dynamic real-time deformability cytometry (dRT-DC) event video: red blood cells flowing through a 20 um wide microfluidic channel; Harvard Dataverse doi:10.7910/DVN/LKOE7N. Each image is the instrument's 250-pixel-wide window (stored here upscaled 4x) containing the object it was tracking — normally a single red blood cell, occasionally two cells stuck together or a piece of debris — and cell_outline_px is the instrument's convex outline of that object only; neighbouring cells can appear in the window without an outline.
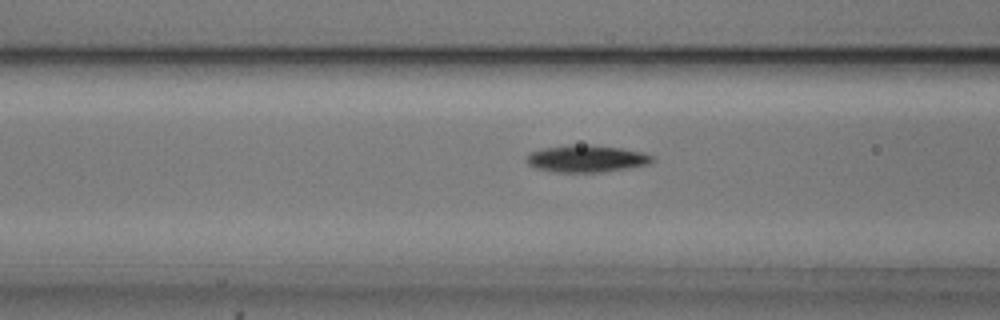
{"species": "common noctule bat (a hibernating species)", "species_latin": "Nyctalus noctula", "temperature_condition": "cold", "stored_images_in_passage": 54, "camera_frame_rate_fps": 3000, "um_per_image_px": 0.085, "animal": {"sex": "male", "body_mass_g": 20.5, "forearm_length_mm": 52.5}, "frame": {"image": 1, "passage_image": 21, "time_ms": 6.667, "image_size_px": [1000, 320], "cell_outline_px": [[656, 160], [648, 164], [628, 168], [600, 172], [556, 172], [536, 168], [528, 164], [524, 160], [524, 156], [532, 152], [544, 148], [568, 144], [592, 144], [620, 148], [640, 152], [652, 156]], "centroid_in_image_um": [49.81, 13.48], "position_along_channel_um": 116.8, "area_um2": 19.94}}
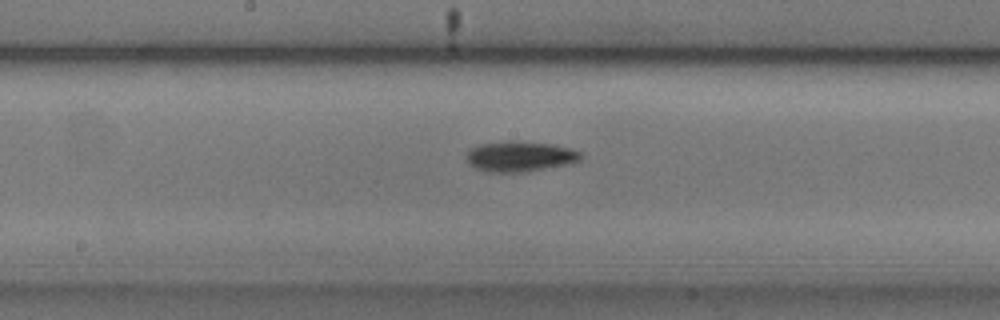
{"frame": {"image": 2, "passage_image": 28, "time_ms": 9.0, "image_size_px": [1000, 320], "cell_outline_px": [[584, 156], [580, 160], [572, 164], [528, 172], [488, 172], [476, 168], [468, 164], [464, 156], [468, 148], [480, 144], [508, 140], [516, 140], [552, 144], [572, 148], [580, 152]], "centroid_in_image_um": [44.19, 13.29], "position_along_channel_um": 204.0, "area_um2": 20.98}}
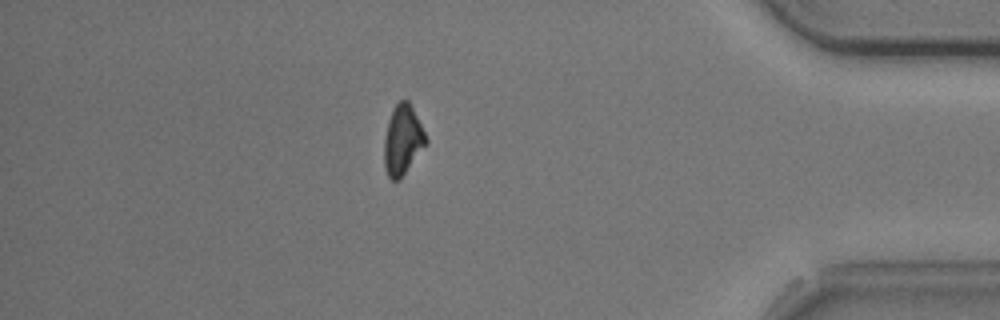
{"frame": {"image": 3, "passage_image": 47, "time_ms": 15.333, "image_size_px": [1000, 320], "cell_outline_px": [[428, 144], [400, 180], [392, 180], [388, 176], [384, 168], [384, 140], [388, 120], [392, 108], [400, 100], [408, 100], [428, 140]], "centroid_in_image_um": [34.22, 11.94], "position_along_channel_um": 401.0, "area_um2": 17.11}, "authors_computed_cell_mechanics": {"area_um2": 17.9469, "velocity_mm_per_s": 3.725, "shape_relaxation_time_tau1_ms": 2.6954, "shape_relaxation_time_tau2_ms": null, "deformation_change_tau1": 0.1326, "deformation_change_tau2": null}}